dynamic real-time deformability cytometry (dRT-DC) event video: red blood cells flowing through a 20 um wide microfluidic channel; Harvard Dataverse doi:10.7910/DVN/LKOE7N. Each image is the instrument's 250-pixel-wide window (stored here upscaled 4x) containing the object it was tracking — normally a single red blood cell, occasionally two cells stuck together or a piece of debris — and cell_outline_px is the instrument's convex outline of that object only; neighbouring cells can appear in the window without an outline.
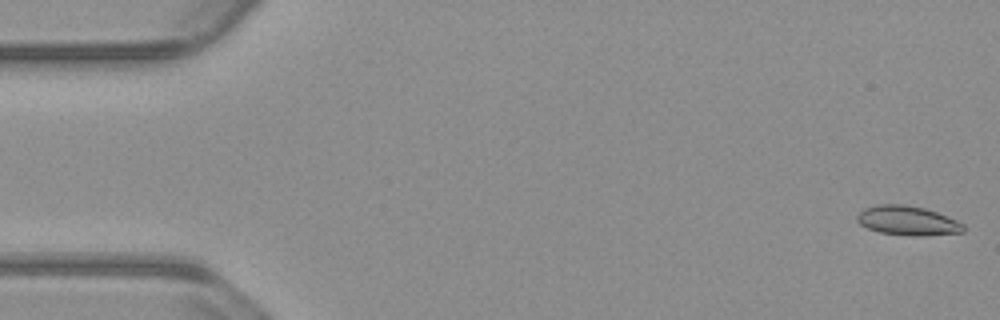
{"species": "common noctule bat (a hibernating species)", "species_latin": "Nyctalus noctula", "temperature_condition": "warm", "stored_images_in_passage": 54, "camera_frame_rate_fps": 3000, "um_per_image_px": 0.085, "animal": {"sex": "male", "body_mass_g": 23.1, "forearm_length_mm": 52.7}, "frame": {"image": 1, "passage_image": 1, "time_ms": 0.0, "image_size_px": [1000, 320], "cell_outline_px": [[964, 232], [928, 236], [912, 236], [880, 232], [868, 228], [860, 224], [856, 220], [856, 216], [864, 208], [876, 204], [904, 204], [924, 208], [936, 212], [956, 220], [964, 224]], "centroid_in_image_um": [77.14, 18.76], "position_along_channel_um": 7.9, "area_um2": 18.26}}
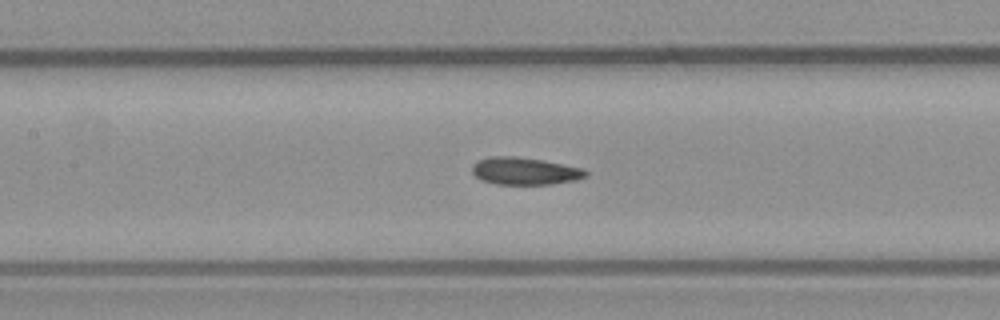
{"frame": {"image": 2, "passage_image": 24, "time_ms": 7.667, "image_size_px": [1000, 320], "cell_outline_px": [[588, 176], [576, 180], [552, 184], [496, 184], [480, 180], [472, 172], [472, 164], [488, 156], [516, 156], [544, 160], [584, 168], [588, 172]], "centroid_in_image_um": [44.63, 14.53], "position_along_channel_um": 162.8, "area_um2": 18.32}}
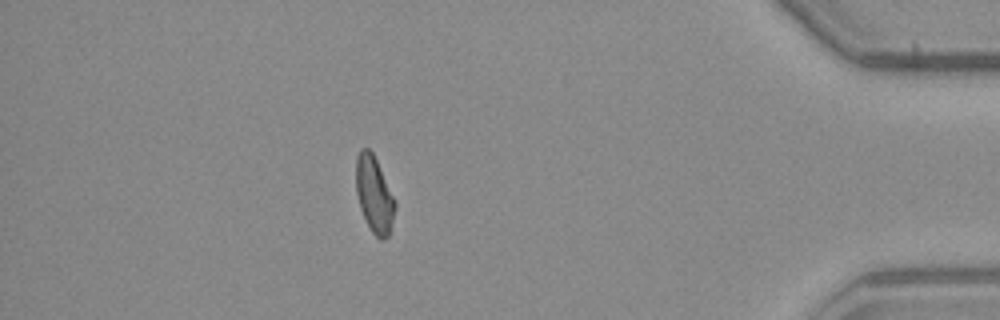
{"frame": {"image": 3, "passage_image": 47, "time_ms": 15.333, "image_size_px": [1000, 320], "cell_outline_px": [[396, 208], [388, 236], [384, 240], [380, 240], [372, 232], [360, 208], [356, 192], [356, 156], [360, 148], [368, 148], [372, 152], [376, 160], [396, 204]], "centroid_in_image_um": [31.79, 16.53], "position_along_channel_um": 403.4, "area_um2": 17.05}, "authors_computed_cell_mechanics": {"area_um2": 18.0625, "velocity_mm_per_s": 3.8187, "shape_relaxation_time_tau1_ms": null, "shape_relaxation_time_tau2_ms": 2.2715, "deformation_change_tau1": null, "deformation_change_tau2": 0.0831}}